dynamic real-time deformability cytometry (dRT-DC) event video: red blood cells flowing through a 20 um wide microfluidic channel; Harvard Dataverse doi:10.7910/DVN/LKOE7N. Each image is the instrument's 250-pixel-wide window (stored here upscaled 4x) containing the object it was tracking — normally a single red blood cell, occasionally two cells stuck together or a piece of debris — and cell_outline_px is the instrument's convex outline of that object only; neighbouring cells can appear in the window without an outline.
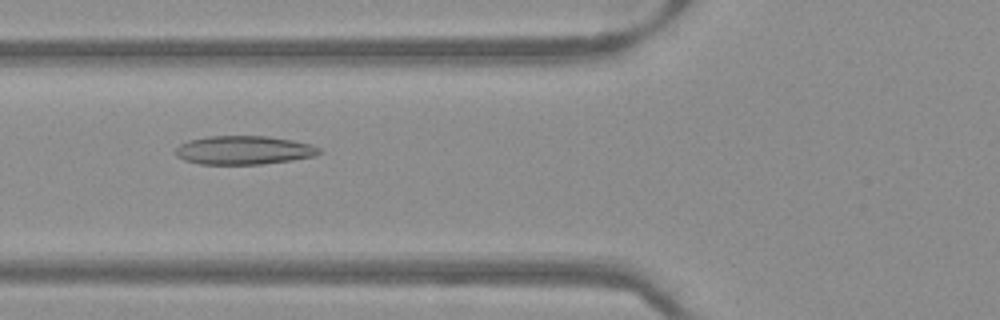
{"species": "Egyptian fruit bat (a non-hibernating species)", "species_latin": "Rousettus aegyptiacus", "temperature_condition": "warm", "stored_images_in_passage": 50, "camera_frame_rate_fps": 3000, "um_per_image_px": 0.085, "frame": {"image": 1, "passage_image": 19, "time_ms": 6.0, "image_size_px": [1000, 320], "cell_outline_px": [[324, 152], [316, 156], [292, 160], [260, 164], [200, 164], [184, 160], [176, 156], [176, 148], [180, 144], [188, 140], [208, 136], [268, 136], [292, 140], [312, 144], [320, 148]], "centroid_in_image_um": [20.76, 12.76], "position_along_channel_um": 105.0, "area_um2": 24.16}}
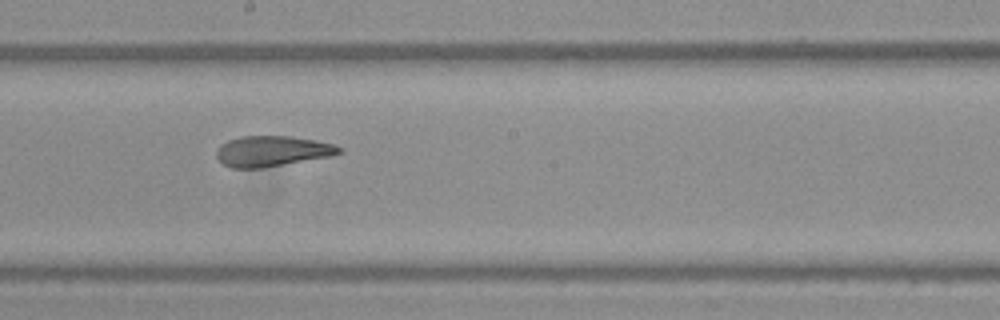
{"frame": {"image": 2, "passage_image": 28, "time_ms": 9.0, "image_size_px": [1000, 320], "cell_outline_px": [[344, 152], [332, 156], [260, 168], [232, 168], [224, 164], [216, 156], [216, 152], [220, 144], [228, 140], [240, 136], [292, 136], [316, 140], [332, 144], [344, 148]], "centroid_in_image_um": [23.16, 12.84], "position_along_channel_um": 225.0, "area_um2": 21.91}}
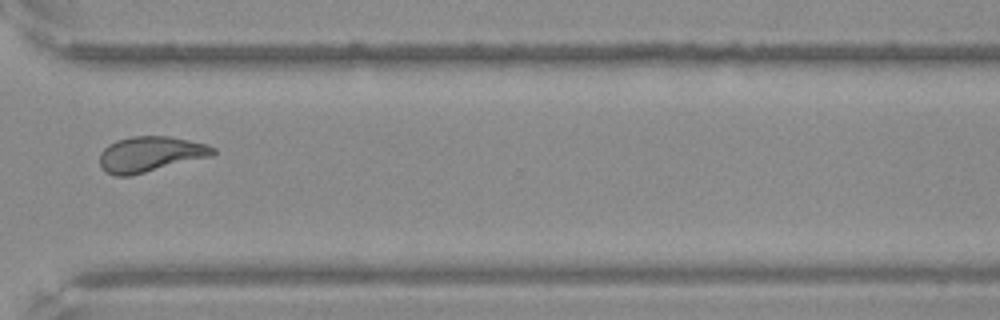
{"frame": {"image": 3, "passage_image": 38, "time_ms": 12.333, "image_size_px": [1000, 320], "cell_outline_px": [[216, 152], [212, 156], [128, 176], [116, 176], [104, 172], [100, 168], [100, 152], [108, 144], [116, 140], [132, 136], [168, 136], [208, 144], [216, 148]], "centroid_in_image_um": [12.75, 13.1], "position_along_channel_um": 357.8, "area_um2": 23.47}}